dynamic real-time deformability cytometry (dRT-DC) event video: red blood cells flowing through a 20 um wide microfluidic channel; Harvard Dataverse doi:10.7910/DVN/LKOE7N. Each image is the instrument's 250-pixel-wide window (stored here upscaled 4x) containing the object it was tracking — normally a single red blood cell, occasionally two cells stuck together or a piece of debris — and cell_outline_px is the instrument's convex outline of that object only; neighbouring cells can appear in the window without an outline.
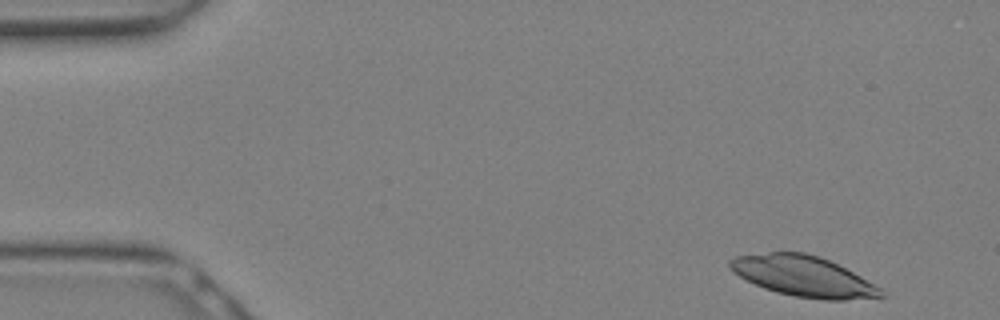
{"species": "Egyptian fruit bat (a non-hibernating species)", "species_latin": "Rousettus aegyptiacus", "temperature_condition": "warm", "stored_images_in_passage": 9, "camera_frame_rate_fps": 3000, "um_per_image_px": 0.085, "animal": {"sex": "female"}, "frame": {"image": 1, "passage_image": 1, "time_ms": 0.0, "image_size_px": [1000, 320], "cell_outline_px": [[884, 296], [844, 300], [824, 300], [796, 296], [776, 292], [764, 288], [732, 272], [728, 268], [728, 260], [736, 256], [768, 252], [804, 252], [820, 256], [860, 276], [880, 288], [884, 292]], "centroid_in_image_um": [68.24, 23.47], "position_along_channel_um": 16.8, "area_um2": 35.37}}